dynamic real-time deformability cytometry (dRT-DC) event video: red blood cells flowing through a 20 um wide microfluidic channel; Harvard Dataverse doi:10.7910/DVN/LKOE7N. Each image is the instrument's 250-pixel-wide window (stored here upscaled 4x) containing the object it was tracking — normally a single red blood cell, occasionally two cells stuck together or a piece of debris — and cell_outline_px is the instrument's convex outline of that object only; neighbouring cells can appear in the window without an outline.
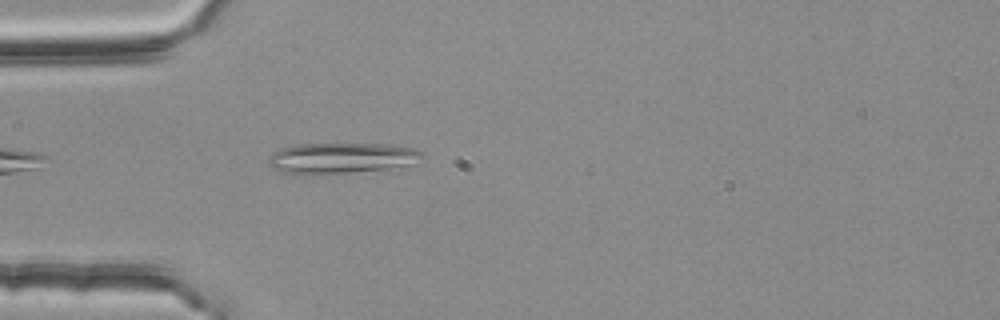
{"species": "common noctule bat (a hibernating species)", "species_latin": "Nyctalus noctula", "temperature_condition": "room temperature", "stored_images_in_passage": 4, "camera_frame_rate_fps": 3000, "um_per_image_px": 0.085, "animal": {"sex": "female", "body_mass_g": 25.1}, "frame": {"image": 1, "passage_image": 1, "time_ms": 0.0, "image_size_px": [1000, 320], "cell_outline_px": [[420, 156], [408, 164], [384, 168], [308, 176], [284, 172], [268, 164], [268, 156], [284, 148], [296, 144], [384, 144], [412, 148], [420, 152]], "centroid_in_image_um": [28.88, 13.44], "position_along_channel_um": 56.1, "area_um2": 26.7}}